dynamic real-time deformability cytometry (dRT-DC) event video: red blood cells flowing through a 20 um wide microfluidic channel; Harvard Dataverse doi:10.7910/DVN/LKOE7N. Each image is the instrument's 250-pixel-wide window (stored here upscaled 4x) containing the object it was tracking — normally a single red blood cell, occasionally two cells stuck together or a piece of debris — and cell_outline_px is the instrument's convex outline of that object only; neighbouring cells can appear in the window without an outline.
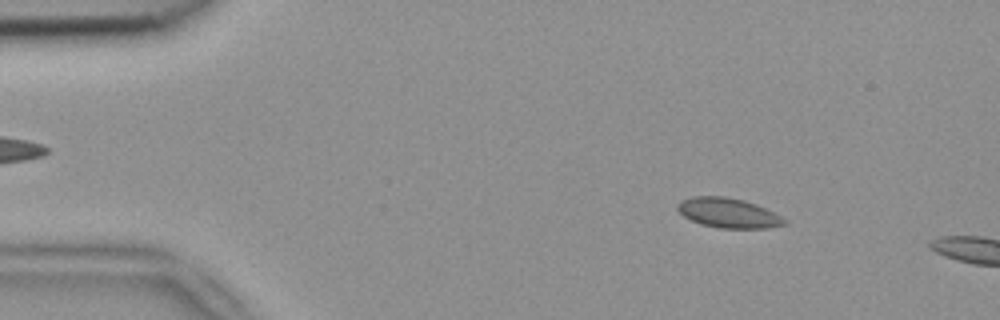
{"species": "common noctule bat (a hibernating species)", "species_latin": "Nyctalus noctula", "temperature_condition": "room temperature", "stored_images_in_passage": 5, "camera_frame_rate_fps": 3000, "um_per_image_px": 0.085, "animal": {"sex": "female", "body_mass_g": 18.4}, "frame": {"image": 1, "passage_image": 2, "time_ms": 0.333, "image_size_px": [1000, 320], "cell_outline_px": [[788, 224], [768, 228], [720, 228], [700, 224], [684, 216], [676, 208], [676, 204], [680, 200], [692, 196], [724, 196], [744, 200], [756, 204], [788, 220]], "centroid_in_image_um": [61.89, 18.09], "position_along_channel_um": 23.1, "area_um2": 18.61}}